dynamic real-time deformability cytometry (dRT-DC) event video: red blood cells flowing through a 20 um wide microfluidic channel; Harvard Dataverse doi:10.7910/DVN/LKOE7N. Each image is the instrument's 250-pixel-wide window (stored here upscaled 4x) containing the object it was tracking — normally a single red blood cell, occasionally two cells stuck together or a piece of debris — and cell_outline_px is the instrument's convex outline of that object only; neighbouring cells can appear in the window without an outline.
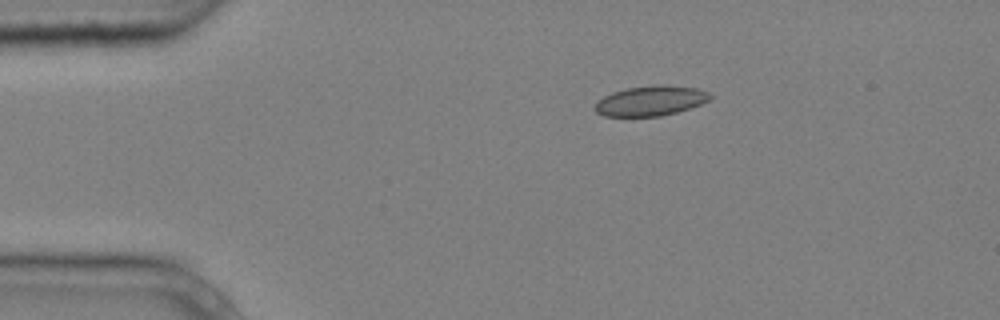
{"species": "common noctule bat (a hibernating species)", "species_latin": "Nyctalus noctula", "temperature_condition": "cold", "stored_images_in_passage": 6, "camera_frame_rate_fps": 3000, "um_per_image_px": 0.085, "animal": {"sex": "male", "body_mass_g": 20.4}, "frame": {"image": 1, "passage_image": 1, "time_ms": 0.0, "image_size_px": [1000, 320], "cell_outline_px": [[712, 96], [708, 100], [700, 104], [676, 112], [660, 116], [604, 116], [596, 112], [592, 108], [596, 100], [612, 92], [628, 88], [660, 84], [664, 84], [696, 88], [708, 92]], "centroid_in_image_um": [55.25, 8.56], "position_along_channel_um": 29.8, "area_um2": 20.11}}
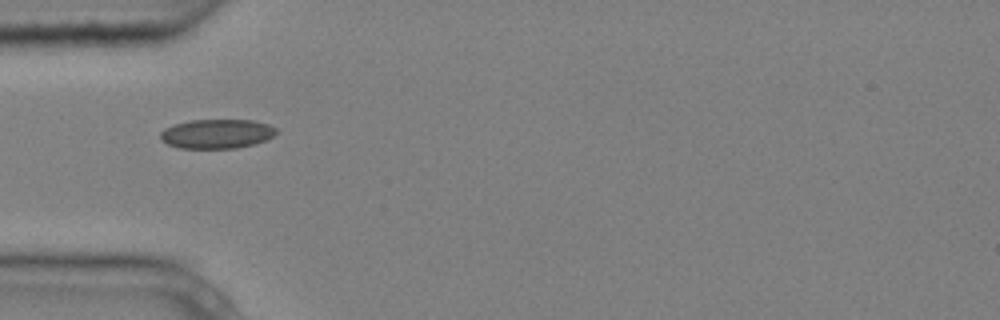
{"frame": {"image": 2, "passage_image": 3, "time_ms": 0.667, "image_size_px": [1000, 320], "cell_outline_px": [[280, 132], [264, 140], [252, 144], [236, 148], [180, 148], [168, 144], [160, 140], [160, 132], [164, 128], [172, 124], [188, 120], [252, 120], [268, 124], [276, 128]], "centroid_in_image_um": [18.39, 11.36], "position_along_channel_um": 66.6, "area_um2": 19.88}}
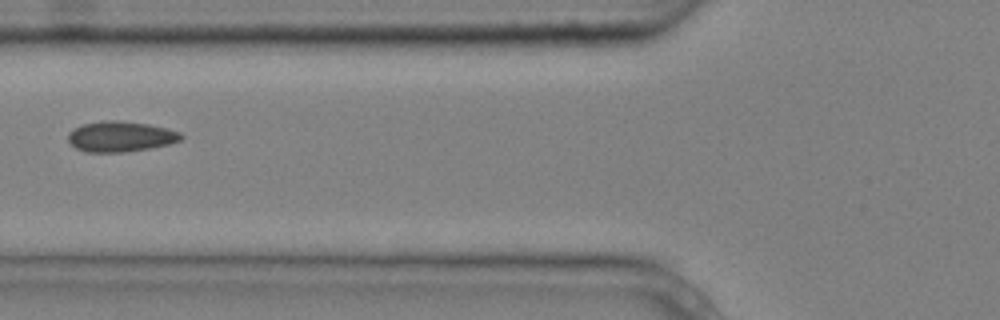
{"frame": {"image": 3, "passage_image": 4, "time_ms": 1.0, "image_size_px": [1000, 320], "cell_outline_px": [[184, 136], [180, 140], [168, 144], [148, 148], [124, 152], [84, 152], [76, 148], [68, 140], [68, 132], [80, 124], [108, 120], [116, 120], [148, 124], [180, 132]], "centroid_in_image_um": [10.2, 11.6], "position_along_channel_um": 115.6, "area_um2": 19.94}}